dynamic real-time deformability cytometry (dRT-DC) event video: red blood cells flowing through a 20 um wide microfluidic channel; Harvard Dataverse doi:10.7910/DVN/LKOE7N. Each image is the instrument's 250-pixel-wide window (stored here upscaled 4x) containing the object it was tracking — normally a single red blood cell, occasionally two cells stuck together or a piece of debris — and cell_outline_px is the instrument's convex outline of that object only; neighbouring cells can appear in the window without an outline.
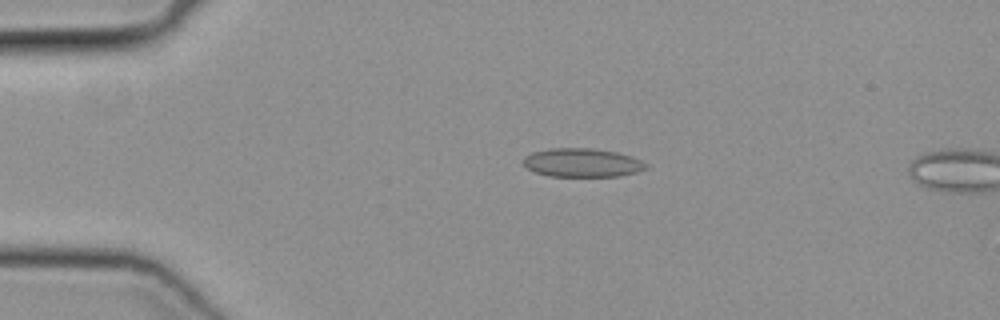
{"species": "common noctule bat (a hibernating species)", "species_latin": "Nyctalus noctula", "temperature_condition": "cold", "stored_images_in_passage": 13, "camera_frame_rate_fps": 3000, "um_per_image_px": 0.085, "animal": {"sex": "female", "body_mass_g": 19.3, "forearm_length_mm": 54.1}, "frame": {"image": 1, "passage_image": 11, "time_ms": 3.333, "image_size_px": [1000, 320], "cell_outline_px": [[648, 168], [636, 172], [620, 176], [548, 176], [536, 172], [528, 168], [524, 164], [524, 156], [532, 152], [548, 148], [592, 148], [616, 152], [632, 156], [648, 164]], "centroid_in_image_um": [49.5, 13.82], "position_along_channel_um": 35.5, "area_um2": 20.52}}